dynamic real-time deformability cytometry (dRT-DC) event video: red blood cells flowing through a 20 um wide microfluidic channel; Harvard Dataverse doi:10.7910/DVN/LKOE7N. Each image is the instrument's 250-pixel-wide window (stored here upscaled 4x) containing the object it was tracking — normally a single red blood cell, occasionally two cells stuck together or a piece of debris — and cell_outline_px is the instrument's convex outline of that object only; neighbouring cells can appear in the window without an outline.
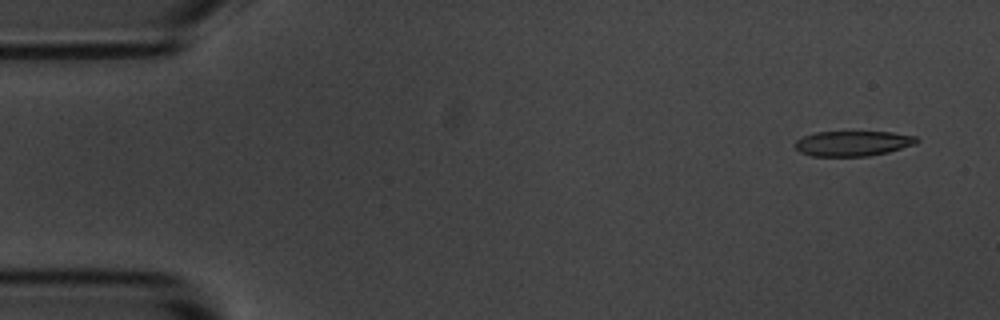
{"species": "common noctule bat (a hibernating species)", "species_latin": "Nyctalus noctula", "temperature_condition": "room temperature", "stored_images_in_passage": 5, "camera_frame_rate_fps": 3000, "um_per_image_px": 0.085, "animal": {"sex": "male", "body_mass_g": 20.1, "forearm_length_mm": 53.5}, "frame": {"image": 1, "passage_image": 1, "time_ms": 0.0, "image_size_px": [1000, 320], "cell_outline_px": [[920, 140], [916, 144], [888, 152], [868, 156], [812, 156], [800, 152], [792, 144], [796, 140], [804, 136], [816, 132], [892, 132], [916, 136]], "centroid_in_image_um": [72.49, 12.19], "position_along_channel_um": 12.5, "area_um2": 17.92}}
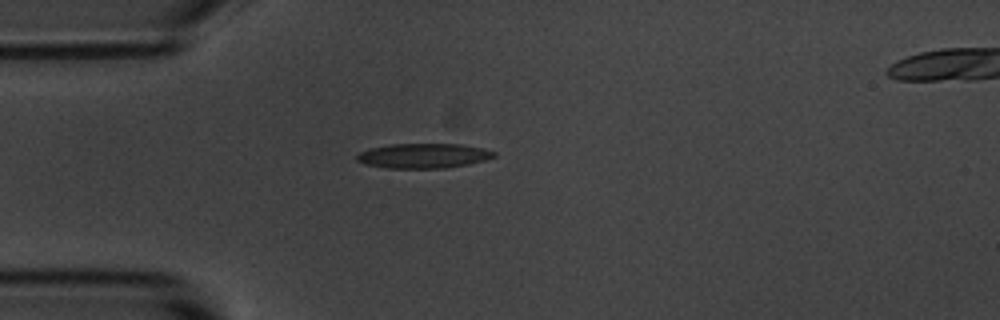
{"frame": {"image": 2, "passage_image": 4, "time_ms": 3.667, "image_size_px": [1000, 320], "cell_outline_px": [[496, 156], [484, 160], [468, 164], [444, 168], [388, 168], [364, 164], [356, 160], [356, 156], [360, 152], [372, 148], [388, 144], [464, 144], [496, 152]], "centroid_in_image_um": [35.98, 13.24], "position_along_channel_um": 49.0, "area_um2": 19.71}}